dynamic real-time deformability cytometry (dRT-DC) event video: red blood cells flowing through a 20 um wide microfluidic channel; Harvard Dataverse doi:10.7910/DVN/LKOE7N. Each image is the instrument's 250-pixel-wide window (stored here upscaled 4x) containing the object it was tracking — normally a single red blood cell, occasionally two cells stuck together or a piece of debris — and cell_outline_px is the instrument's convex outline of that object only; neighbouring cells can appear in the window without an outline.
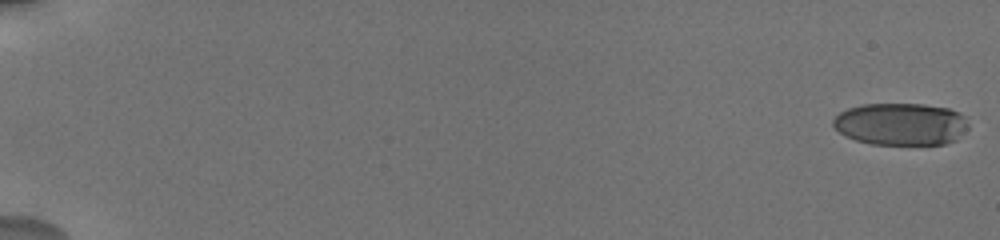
{"species": "human", "species_latin": "Homo sapiens", "temperature_condition": "cold", "stored_images_in_passage": 37, "camera_frame_rate_fps": 3000, "um_per_image_px": 0.085, "donor": {"sex": "male"}, "frame": {"image": 1, "passage_image": 1, "time_ms": 0.0, "image_size_px": [1000, 240], "cell_outline_px": [[968, 128], [956, 140], [944, 144], [872, 144], [856, 140], [844, 136], [832, 124], [832, 120], [840, 112], [848, 108], [860, 104], [924, 104], [948, 108], [960, 112], [964, 116], [968, 124]], "centroid_in_image_um": [76.57, 10.54], "position_along_channel_um": 8.4, "area_um2": 33.47}}
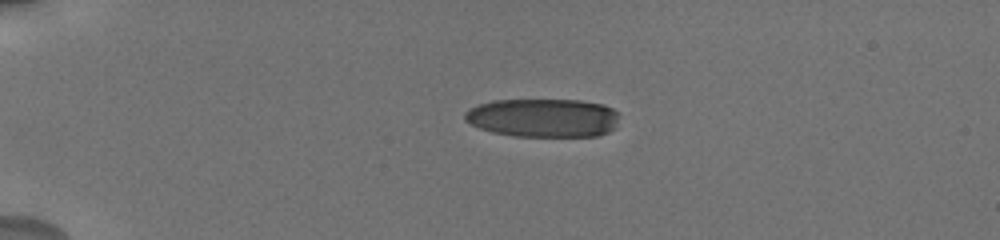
{"frame": {"image": 2, "passage_image": 25, "time_ms": 4.667, "image_size_px": [1000, 240], "cell_outline_px": [[616, 128], [608, 132], [596, 136], [512, 136], [492, 132], [480, 128], [464, 120], [464, 112], [468, 108], [492, 100], [580, 100], [600, 104], [612, 108], [616, 112]], "centroid_in_image_um": [46.13, 10.01], "position_along_channel_um": 38.9, "area_um2": 34.74}}